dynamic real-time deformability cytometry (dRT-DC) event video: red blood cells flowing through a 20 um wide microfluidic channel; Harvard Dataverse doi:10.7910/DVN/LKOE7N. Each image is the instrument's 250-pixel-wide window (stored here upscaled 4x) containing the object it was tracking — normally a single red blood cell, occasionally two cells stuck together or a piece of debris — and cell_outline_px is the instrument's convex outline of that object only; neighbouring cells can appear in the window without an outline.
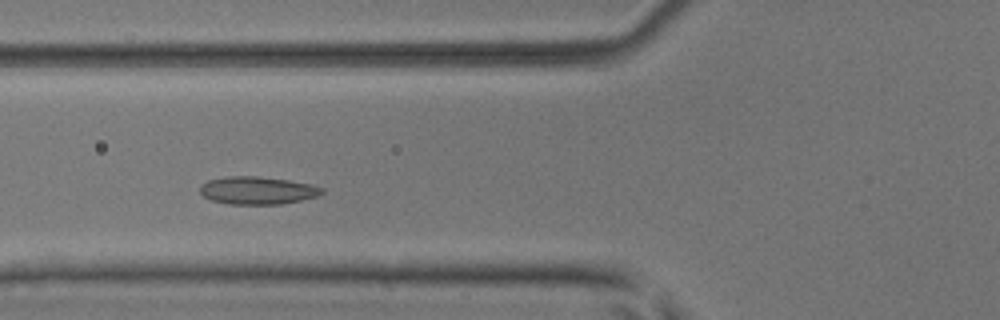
{"species": "common noctule bat (a hibernating species)", "species_latin": "Nyctalus noctula", "temperature_condition": "room temperature", "stored_images_in_passage": 43, "camera_frame_rate_fps": 3000, "um_per_image_px": 0.085, "animal": {"sex": "male", "body_mass_g": 17.9, "forearm_length_mm": 54.2}, "frame": {"image": 1, "passage_image": 12, "time_ms": 3.667, "image_size_px": [1000, 320], "cell_outline_px": [[324, 192], [316, 196], [300, 200], [280, 204], [228, 204], [212, 200], [204, 196], [200, 192], [200, 184], [208, 180], [228, 176], [256, 176], [288, 180], [312, 184], [324, 188]], "centroid_in_image_um": [21.87, 16.18], "position_along_channel_um": 103.9, "area_um2": 19.65}}
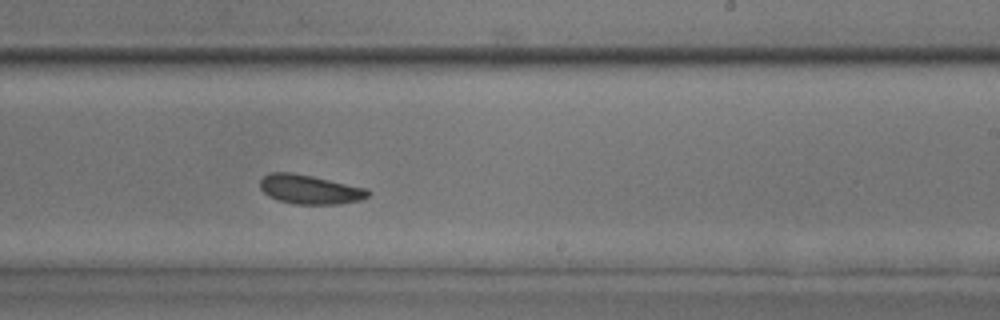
{"frame": {"image": 2, "passage_image": 24, "time_ms": 7.667, "image_size_px": [1000, 320], "cell_outline_px": [[372, 192], [368, 196], [360, 200], [340, 204], [292, 204], [268, 196], [260, 188], [260, 180], [268, 172], [292, 172], [312, 176], [368, 188]], "centroid_in_image_um": [26.35, 16.1], "position_along_channel_um": 262.7, "area_um2": 18.5}}
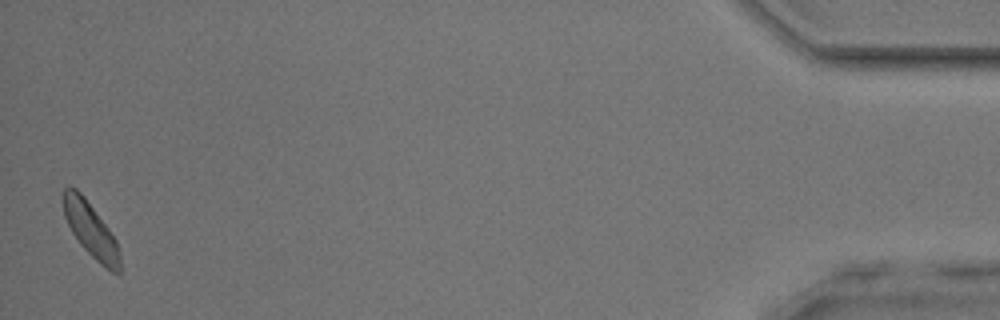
{"frame": {"image": 3, "passage_image": 43, "time_ms": 14.0, "image_size_px": [1000, 320], "cell_outline_px": [[120, 272], [112, 272], [100, 264], [80, 244], [72, 232], [64, 216], [60, 196], [64, 188], [68, 184], [76, 188], [84, 196], [108, 228], [116, 240], [120, 256]], "centroid_in_image_um": [7.66, 19.47], "position_along_channel_um": 427.5, "area_um2": 18.09}, "authors_computed_cell_mechanics": {"area_um2": 18.3226, "velocity_mm_per_s": 3.9859, "shape_relaxation_time_tau1_ms": null, "shape_relaxation_time_tau2_ms": 1.9835, "deformation_change_tau1": null, "deformation_change_tau2": 0.0677}}